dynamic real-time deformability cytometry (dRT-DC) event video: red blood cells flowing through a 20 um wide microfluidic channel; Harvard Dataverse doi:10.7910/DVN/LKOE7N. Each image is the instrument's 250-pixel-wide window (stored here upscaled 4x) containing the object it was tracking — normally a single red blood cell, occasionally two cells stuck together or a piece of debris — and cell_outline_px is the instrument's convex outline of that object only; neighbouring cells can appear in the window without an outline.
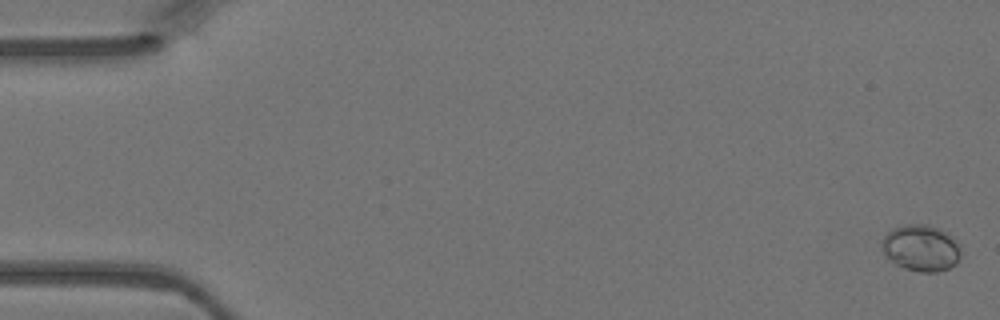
{"species": "Egyptian fruit bat (a non-hibernating species)", "species_latin": "Rousettus aegyptiacus", "temperature_condition": "warm", "stored_images_in_passage": 47, "camera_frame_rate_fps": 3000, "um_per_image_px": 0.085, "animal": {"sex": "female"}, "frame": {"image": 1, "passage_image": 1, "time_ms": 0.0, "image_size_px": [1000, 320], "cell_outline_px": [[960, 256], [956, 264], [948, 268], [936, 272], [920, 272], [904, 268], [896, 264], [884, 256], [880, 248], [884, 236], [892, 228], [904, 224], [928, 224], [940, 228], [948, 232], [960, 244]], "centroid_in_image_um": [78.28, 21.06], "position_along_channel_um": 6.7, "area_um2": 21.79}}
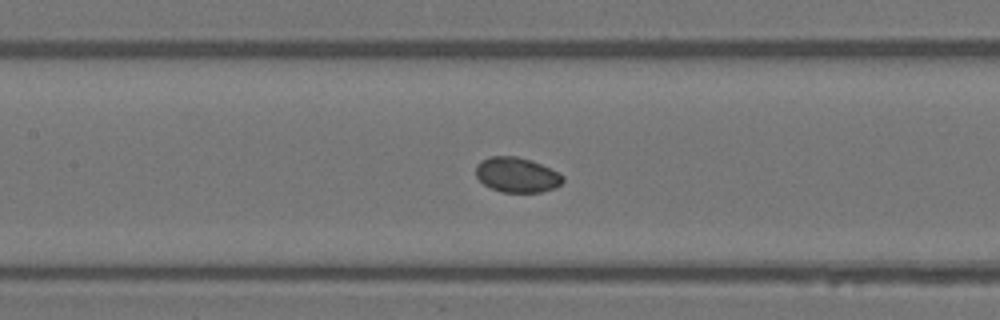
{"frame": {"image": 2, "passage_image": 22, "time_ms": 7.0, "image_size_px": [1000, 320], "cell_outline_px": [[564, 180], [556, 188], [540, 192], [500, 192], [484, 184], [476, 176], [476, 164], [480, 160], [492, 156], [516, 156], [532, 160], [564, 176]], "centroid_in_image_um": [43.92, 14.86], "position_along_channel_um": 163.5, "area_um2": 17.69}}
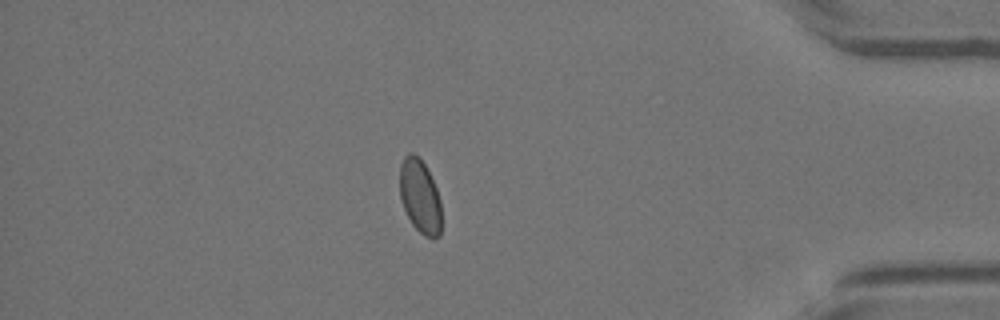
{"frame": {"image": 3, "passage_image": 41, "time_ms": 13.333, "image_size_px": [1000, 320], "cell_outline_px": [[440, 236], [432, 240], [424, 236], [412, 224], [400, 200], [400, 164], [404, 156], [408, 152], [412, 152], [420, 156], [436, 188], [440, 200]], "centroid_in_image_um": [35.68, 16.68], "position_along_channel_um": 399.5, "area_um2": 17.98}}